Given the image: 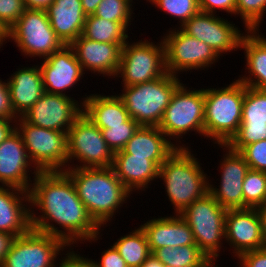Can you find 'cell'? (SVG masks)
<instances>
[{"mask_svg": "<svg viewBox=\"0 0 266 267\" xmlns=\"http://www.w3.org/2000/svg\"><path fill=\"white\" fill-rule=\"evenodd\" d=\"M28 193L31 228L62 239L71 249L102 240L104 228L89 215L64 171H39Z\"/></svg>", "mask_w": 266, "mask_h": 267, "instance_id": "6da1fadb", "label": "cell"}, {"mask_svg": "<svg viewBox=\"0 0 266 267\" xmlns=\"http://www.w3.org/2000/svg\"><path fill=\"white\" fill-rule=\"evenodd\" d=\"M64 172L73 182L89 215L101 228L110 226L116 213L121 212V207L130 200L132 193L121 183L112 167L67 168Z\"/></svg>", "mask_w": 266, "mask_h": 267, "instance_id": "7a4b0ae2", "label": "cell"}, {"mask_svg": "<svg viewBox=\"0 0 266 267\" xmlns=\"http://www.w3.org/2000/svg\"><path fill=\"white\" fill-rule=\"evenodd\" d=\"M191 149H175L159 167L158 179L163 180L161 184L165 186L166 196L173 205V214H180L209 192L211 178L204 172L200 159Z\"/></svg>", "mask_w": 266, "mask_h": 267, "instance_id": "3957f363", "label": "cell"}, {"mask_svg": "<svg viewBox=\"0 0 266 267\" xmlns=\"http://www.w3.org/2000/svg\"><path fill=\"white\" fill-rule=\"evenodd\" d=\"M229 85L204 89V140L226 145L241 124L245 85L233 79Z\"/></svg>", "mask_w": 266, "mask_h": 267, "instance_id": "277c9868", "label": "cell"}, {"mask_svg": "<svg viewBox=\"0 0 266 267\" xmlns=\"http://www.w3.org/2000/svg\"><path fill=\"white\" fill-rule=\"evenodd\" d=\"M182 80L173 74L152 81L122 87L118 96L123 101L130 118L140 126L158 127L171 97Z\"/></svg>", "mask_w": 266, "mask_h": 267, "instance_id": "5b68a950", "label": "cell"}, {"mask_svg": "<svg viewBox=\"0 0 266 267\" xmlns=\"http://www.w3.org/2000/svg\"><path fill=\"white\" fill-rule=\"evenodd\" d=\"M204 110V88H188L182 82L173 93L158 127L177 148H189L181 139L193 131L201 138L204 136Z\"/></svg>", "mask_w": 266, "mask_h": 267, "instance_id": "8992f818", "label": "cell"}, {"mask_svg": "<svg viewBox=\"0 0 266 267\" xmlns=\"http://www.w3.org/2000/svg\"><path fill=\"white\" fill-rule=\"evenodd\" d=\"M226 212L227 209L208 192L179 214L190 226L195 244L208 259L218 260L223 244L226 243Z\"/></svg>", "mask_w": 266, "mask_h": 267, "instance_id": "52a82bcc", "label": "cell"}, {"mask_svg": "<svg viewBox=\"0 0 266 267\" xmlns=\"http://www.w3.org/2000/svg\"><path fill=\"white\" fill-rule=\"evenodd\" d=\"M127 40L121 50L120 66L115 77L128 87L159 78L167 73L162 39L155 44L150 39Z\"/></svg>", "mask_w": 266, "mask_h": 267, "instance_id": "ba28073f", "label": "cell"}, {"mask_svg": "<svg viewBox=\"0 0 266 267\" xmlns=\"http://www.w3.org/2000/svg\"><path fill=\"white\" fill-rule=\"evenodd\" d=\"M16 130L33 165L39 171H64L68 168L67 132L44 129L16 120Z\"/></svg>", "mask_w": 266, "mask_h": 267, "instance_id": "9c48e42d", "label": "cell"}, {"mask_svg": "<svg viewBox=\"0 0 266 267\" xmlns=\"http://www.w3.org/2000/svg\"><path fill=\"white\" fill-rule=\"evenodd\" d=\"M13 41L24 57L44 59L65 44L55 34L46 10L26 9L9 29L8 42Z\"/></svg>", "mask_w": 266, "mask_h": 267, "instance_id": "30bf717a", "label": "cell"}, {"mask_svg": "<svg viewBox=\"0 0 266 267\" xmlns=\"http://www.w3.org/2000/svg\"><path fill=\"white\" fill-rule=\"evenodd\" d=\"M67 145L68 168L112 167L113 151L108 147L100 128L83 113L68 130Z\"/></svg>", "mask_w": 266, "mask_h": 267, "instance_id": "8fae6325", "label": "cell"}, {"mask_svg": "<svg viewBox=\"0 0 266 267\" xmlns=\"http://www.w3.org/2000/svg\"><path fill=\"white\" fill-rule=\"evenodd\" d=\"M175 26L176 28H169L165 34L163 33V37L161 36L168 73L179 76L187 71H190V74L199 69L207 71L219 62L220 56L211 47Z\"/></svg>", "mask_w": 266, "mask_h": 267, "instance_id": "7c38bea8", "label": "cell"}, {"mask_svg": "<svg viewBox=\"0 0 266 267\" xmlns=\"http://www.w3.org/2000/svg\"><path fill=\"white\" fill-rule=\"evenodd\" d=\"M70 249L62 239L30 228L14 239L0 267H58Z\"/></svg>", "mask_w": 266, "mask_h": 267, "instance_id": "4fadbf2b", "label": "cell"}, {"mask_svg": "<svg viewBox=\"0 0 266 267\" xmlns=\"http://www.w3.org/2000/svg\"><path fill=\"white\" fill-rule=\"evenodd\" d=\"M211 14L199 12L185 22L180 29L211 47L220 57L223 54L240 49V42L246 33L231 20Z\"/></svg>", "mask_w": 266, "mask_h": 267, "instance_id": "5bb4252c", "label": "cell"}, {"mask_svg": "<svg viewBox=\"0 0 266 267\" xmlns=\"http://www.w3.org/2000/svg\"><path fill=\"white\" fill-rule=\"evenodd\" d=\"M85 99L84 95L78 101L71 96L45 92L21 118L31 125L44 129L68 132L83 113Z\"/></svg>", "mask_w": 266, "mask_h": 267, "instance_id": "9a60e30c", "label": "cell"}, {"mask_svg": "<svg viewBox=\"0 0 266 267\" xmlns=\"http://www.w3.org/2000/svg\"><path fill=\"white\" fill-rule=\"evenodd\" d=\"M223 150L219 163V185L209 182V193L225 209H243V181L249 171V165L243 156L227 145H217ZM216 186V187H215ZM218 187V188H217Z\"/></svg>", "mask_w": 266, "mask_h": 267, "instance_id": "2e32d148", "label": "cell"}, {"mask_svg": "<svg viewBox=\"0 0 266 267\" xmlns=\"http://www.w3.org/2000/svg\"><path fill=\"white\" fill-rule=\"evenodd\" d=\"M38 172L28 156L21 135L15 129L0 143V186L16 187L29 192ZM30 174H33V179Z\"/></svg>", "mask_w": 266, "mask_h": 267, "instance_id": "e0dca14e", "label": "cell"}, {"mask_svg": "<svg viewBox=\"0 0 266 267\" xmlns=\"http://www.w3.org/2000/svg\"><path fill=\"white\" fill-rule=\"evenodd\" d=\"M39 68L44 90L50 94L72 96L68 92L73 90V87L75 88L74 85L79 86L78 82L85 75L70 45H64L58 51L42 59Z\"/></svg>", "mask_w": 266, "mask_h": 267, "instance_id": "ac0fdd59", "label": "cell"}, {"mask_svg": "<svg viewBox=\"0 0 266 267\" xmlns=\"http://www.w3.org/2000/svg\"><path fill=\"white\" fill-rule=\"evenodd\" d=\"M225 242L232 256L266 247L256 208L228 209L225 216Z\"/></svg>", "mask_w": 266, "mask_h": 267, "instance_id": "d6986e66", "label": "cell"}, {"mask_svg": "<svg viewBox=\"0 0 266 267\" xmlns=\"http://www.w3.org/2000/svg\"><path fill=\"white\" fill-rule=\"evenodd\" d=\"M266 140V91L245 85L241 124L226 144L239 152L244 146Z\"/></svg>", "mask_w": 266, "mask_h": 267, "instance_id": "ffe728a7", "label": "cell"}, {"mask_svg": "<svg viewBox=\"0 0 266 267\" xmlns=\"http://www.w3.org/2000/svg\"><path fill=\"white\" fill-rule=\"evenodd\" d=\"M70 46L84 73L89 74L90 71L94 75H102L108 79L116 77L122 50L120 44L96 42L80 35Z\"/></svg>", "mask_w": 266, "mask_h": 267, "instance_id": "44dd1931", "label": "cell"}, {"mask_svg": "<svg viewBox=\"0 0 266 267\" xmlns=\"http://www.w3.org/2000/svg\"><path fill=\"white\" fill-rule=\"evenodd\" d=\"M140 227L146 235L151 254L156 249L165 246L175 248L196 245L190 226L179 214L153 217L141 224Z\"/></svg>", "mask_w": 266, "mask_h": 267, "instance_id": "7402d4cb", "label": "cell"}, {"mask_svg": "<svg viewBox=\"0 0 266 267\" xmlns=\"http://www.w3.org/2000/svg\"><path fill=\"white\" fill-rule=\"evenodd\" d=\"M112 168L132 194H140V191L151 188L149 186L156 179L158 181L159 167L152 160L147 157H132V154L123 150L114 153Z\"/></svg>", "mask_w": 266, "mask_h": 267, "instance_id": "603a6c76", "label": "cell"}, {"mask_svg": "<svg viewBox=\"0 0 266 267\" xmlns=\"http://www.w3.org/2000/svg\"><path fill=\"white\" fill-rule=\"evenodd\" d=\"M22 66V68H16L17 71L11 73L6 80L13 111L18 118L45 93L39 64L31 67Z\"/></svg>", "mask_w": 266, "mask_h": 267, "instance_id": "cb8c5ba5", "label": "cell"}, {"mask_svg": "<svg viewBox=\"0 0 266 267\" xmlns=\"http://www.w3.org/2000/svg\"><path fill=\"white\" fill-rule=\"evenodd\" d=\"M31 228L29 193L11 186H0V231L15 237Z\"/></svg>", "mask_w": 266, "mask_h": 267, "instance_id": "d4e9b609", "label": "cell"}, {"mask_svg": "<svg viewBox=\"0 0 266 267\" xmlns=\"http://www.w3.org/2000/svg\"><path fill=\"white\" fill-rule=\"evenodd\" d=\"M261 30H247L239 51L244 50L245 74L238 76L244 85L266 91V36ZM261 33V34H260Z\"/></svg>", "mask_w": 266, "mask_h": 267, "instance_id": "484cf974", "label": "cell"}, {"mask_svg": "<svg viewBox=\"0 0 266 267\" xmlns=\"http://www.w3.org/2000/svg\"><path fill=\"white\" fill-rule=\"evenodd\" d=\"M46 13L52 29L65 45L82 35L87 16L81 0H53Z\"/></svg>", "mask_w": 266, "mask_h": 267, "instance_id": "4316f807", "label": "cell"}, {"mask_svg": "<svg viewBox=\"0 0 266 267\" xmlns=\"http://www.w3.org/2000/svg\"><path fill=\"white\" fill-rule=\"evenodd\" d=\"M177 149L156 126H140L122 149L132 157H147L158 167Z\"/></svg>", "mask_w": 266, "mask_h": 267, "instance_id": "83f0119b", "label": "cell"}, {"mask_svg": "<svg viewBox=\"0 0 266 267\" xmlns=\"http://www.w3.org/2000/svg\"><path fill=\"white\" fill-rule=\"evenodd\" d=\"M104 94H85L83 114L100 129L123 125L130 118L123 101L116 93L107 96Z\"/></svg>", "mask_w": 266, "mask_h": 267, "instance_id": "f1b7e54d", "label": "cell"}, {"mask_svg": "<svg viewBox=\"0 0 266 267\" xmlns=\"http://www.w3.org/2000/svg\"><path fill=\"white\" fill-rule=\"evenodd\" d=\"M131 24L108 21L93 14L86 17L82 36L92 41L120 44L123 47L130 37L128 30L131 31Z\"/></svg>", "mask_w": 266, "mask_h": 267, "instance_id": "f546056e", "label": "cell"}, {"mask_svg": "<svg viewBox=\"0 0 266 267\" xmlns=\"http://www.w3.org/2000/svg\"><path fill=\"white\" fill-rule=\"evenodd\" d=\"M113 245L128 267H141L151 255L146 235L140 226L121 235Z\"/></svg>", "mask_w": 266, "mask_h": 267, "instance_id": "4dcf8cb0", "label": "cell"}, {"mask_svg": "<svg viewBox=\"0 0 266 267\" xmlns=\"http://www.w3.org/2000/svg\"><path fill=\"white\" fill-rule=\"evenodd\" d=\"M152 255L165 267H201L208 260L197 245L165 246L156 249Z\"/></svg>", "mask_w": 266, "mask_h": 267, "instance_id": "1f68e13d", "label": "cell"}, {"mask_svg": "<svg viewBox=\"0 0 266 267\" xmlns=\"http://www.w3.org/2000/svg\"><path fill=\"white\" fill-rule=\"evenodd\" d=\"M243 209L257 208L266 204V172H247L243 185Z\"/></svg>", "mask_w": 266, "mask_h": 267, "instance_id": "d6a6232c", "label": "cell"}, {"mask_svg": "<svg viewBox=\"0 0 266 267\" xmlns=\"http://www.w3.org/2000/svg\"><path fill=\"white\" fill-rule=\"evenodd\" d=\"M157 10L163 11L164 14L170 15L173 20L176 18L178 27L180 28L192 16L200 12L198 0H148Z\"/></svg>", "mask_w": 266, "mask_h": 267, "instance_id": "836d02e7", "label": "cell"}, {"mask_svg": "<svg viewBox=\"0 0 266 267\" xmlns=\"http://www.w3.org/2000/svg\"><path fill=\"white\" fill-rule=\"evenodd\" d=\"M266 14V0H236L235 15L241 18L244 31L260 30Z\"/></svg>", "mask_w": 266, "mask_h": 267, "instance_id": "e575fe53", "label": "cell"}, {"mask_svg": "<svg viewBox=\"0 0 266 267\" xmlns=\"http://www.w3.org/2000/svg\"><path fill=\"white\" fill-rule=\"evenodd\" d=\"M133 3L136 2L133 0H102L94 15L108 21L132 22L135 17Z\"/></svg>", "mask_w": 266, "mask_h": 267, "instance_id": "d590c367", "label": "cell"}, {"mask_svg": "<svg viewBox=\"0 0 266 267\" xmlns=\"http://www.w3.org/2000/svg\"><path fill=\"white\" fill-rule=\"evenodd\" d=\"M140 125L129 118L123 125L111 126L108 129H100L108 147L113 153L122 150L128 140L139 129Z\"/></svg>", "mask_w": 266, "mask_h": 267, "instance_id": "8d00e7d4", "label": "cell"}, {"mask_svg": "<svg viewBox=\"0 0 266 267\" xmlns=\"http://www.w3.org/2000/svg\"><path fill=\"white\" fill-rule=\"evenodd\" d=\"M239 153L246 160L251 170L266 172V140L248 144Z\"/></svg>", "mask_w": 266, "mask_h": 267, "instance_id": "74e56055", "label": "cell"}, {"mask_svg": "<svg viewBox=\"0 0 266 267\" xmlns=\"http://www.w3.org/2000/svg\"><path fill=\"white\" fill-rule=\"evenodd\" d=\"M26 9L24 0H0V21L9 30Z\"/></svg>", "mask_w": 266, "mask_h": 267, "instance_id": "f35d334b", "label": "cell"}, {"mask_svg": "<svg viewBox=\"0 0 266 267\" xmlns=\"http://www.w3.org/2000/svg\"><path fill=\"white\" fill-rule=\"evenodd\" d=\"M198 4L200 12L216 14L223 11L236 17V0H198Z\"/></svg>", "mask_w": 266, "mask_h": 267, "instance_id": "ab89813d", "label": "cell"}, {"mask_svg": "<svg viewBox=\"0 0 266 267\" xmlns=\"http://www.w3.org/2000/svg\"><path fill=\"white\" fill-rule=\"evenodd\" d=\"M94 267H128L125 260L120 256L114 245L102 252L99 261L88 258Z\"/></svg>", "mask_w": 266, "mask_h": 267, "instance_id": "60d3db41", "label": "cell"}, {"mask_svg": "<svg viewBox=\"0 0 266 267\" xmlns=\"http://www.w3.org/2000/svg\"><path fill=\"white\" fill-rule=\"evenodd\" d=\"M236 260L238 267H266V247L242 253Z\"/></svg>", "mask_w": 266, "mask_h": 267, "instance_id": "b9f144b4", "label": "cell"}, {"mask_svg": "<svg viewBox=\"0 0 266 267\" xmlns=\"http://www.w3.org/2000/svg\"><path fill=\"white\" fill-rule=\"evenodd\" d=\"M0 117L7 119H18L11 103L7 82L0 78Z\"/></svg>", "mask_w": 266, "mask_h": 267, "instance_id": "7bdbcfd3", "label": "cell"}, {"mask_svg": "<svg viewBox=\"0 0 266 267\" xmlns=\"http://www.w3.org/2000/svg\"><path fill=\"white\" fill-rule=\"evenodd\" d=\"M88 257H85V255L81 256L80 253L77 254L74 248H72L64 257H61L58 267H94Z\"/></svg>", "mask_w": 266, "mask_h": 267, "instance_id": "ee69618b", "label": "cell"}, {"mask_svg": "<svg viewBox=\"0 0 266 267\" xmlns=\"http://www.w3.org/2000/svg\"><path fill=\"white\" fill-rule=\"evenodd\" d=\"M16 237L10 233L0 231V266L10 251Z\"/></svg>", "mask_w": 266, "mask_h": 267, "instance_id": "f6af8a7d", "label": "cell"}, {"mask_svg": "<svg viewBox=\"0 0 266 267\" xmlns=\"http://www.w3.org/2000/svg\"><path fill=\"white\" fill-rule=\"evenodd\" d=\"M16 120L0 117V143L16 129Z\"/></svg>", "mask_w": 266, "mask_h": 267, "instance_id": "bcb514c9", "label": "cell"}, {"mask_svg": "<svg viewBox=\"0 0 266 267\" xmlns=\"http://www.w3.org/2000/svg\"><path fill=\"white\" fill-rule=\"evenodd\" d=\"M53 0H24L27 9L46 10Z\"/></svg>", "mask_w": 266, "mask_h": 267, "instance_id": "7dc6e473", "label": "cell"}, {"mask_svg": "<svg viewBox=\"0 0 266 267\" xmlns=\"http://www.w3.org/2000/svg\"><path fill=\"white\" fill-rule=\"evenodd\" d=\"M102 0H81L82 8L86 16L93 15Z\"/></svg>", "mask_w": 266, "mask_h": 267, "instance_id": "c3c4849f", "label": "cell"}, {"mask_svg": "<svg viewBox=\"0 0 266 267\" xmlns=\"http://www.w3.org/2000/svg\"><path fill=\"white\" fill-rule=\"evenodd\" d=\"M256 209L260 218L262 236L266 244V204L259 206Z\"/></svg>", "mask_w": 266, "mask_h": 267, "instance_id": "681fc988", "label": "cell"}, {"mask_svg": "<svg viewBox=\"0 0 266 267\" xmlns=\"http://www.w3.org/2000/svg\"><path fill=\"white\" fill-rule=\"evenodd\" d=\"M141 267H165V266L151 254L150 257L141 265Z\"/></svg>", "mask_w": 266, "mask_h": 267, "instance_id": "f907efd6", "label": "cell"}, {"mask_svg": "<svg viewBox=\"0 0 266 267\" xmlns=\"http://www.w3.org/2000/svg\"><path fill=\"white\" fill-rule=\"evenodd\" d=\"M9 37V30L0 21V42L5 45Z\"/></svg>", "mask_w": 266, "mask_h": 267, "instance_id": "816d5d0a", "label": "cell"}, {"mask_svg": "<svg viewBox=\"0 0 266 267\" xmlns=\"http://www.w3.org/2000/svg\"><path fill=\"white\" fill-rule=\"evenodd\" d=\"M217 262V259H208L201 267H220Z\"/></svg>", "mask_w": 266, "mask_h": 267, "instance_id": "f5cc1de1", "label": "cell"}, {"mask_svg": "<svg viewBox=\"0 0 266 267\" xmlns=\"http://www.w3.org/2000/svg\"><path fill=\"white\" fill-rule=\"evenodd\" d=\"M1 47L3 48L4 46H3V44L0 42V49H1Z\"/></svg>", "mask_w": 266, "mask_h": 267, "instance_id": "db71d44e", "label": "cell"}]
</instances>
